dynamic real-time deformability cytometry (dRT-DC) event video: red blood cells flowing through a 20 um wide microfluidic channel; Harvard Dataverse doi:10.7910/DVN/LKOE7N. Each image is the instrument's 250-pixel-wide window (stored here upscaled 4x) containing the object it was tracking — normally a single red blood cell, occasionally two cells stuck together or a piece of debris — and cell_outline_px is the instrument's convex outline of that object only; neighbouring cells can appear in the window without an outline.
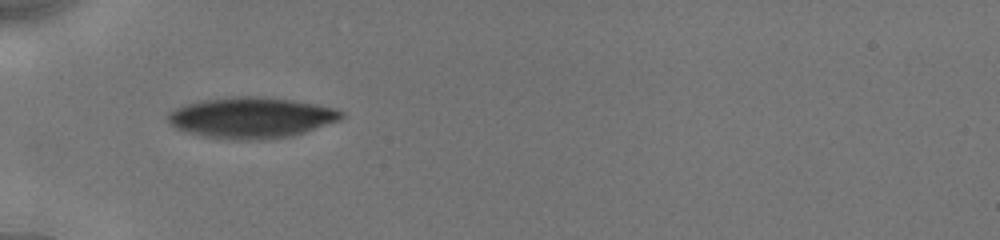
{"species": "human", "species_latin": "Homo sapiens", "temperature_condition": "cold", "stored_images_in_passage": 2, "camera_frame_rate_fps": 3000, "um_per_image_px": 0.085, "donor": {"sex": "male"}, "frame": {"image": 1, "passage_image": 1, "time_ms": 0.0, "image_size_px": [1000, 240], "cell_outline_px": [[344, 116], [340, 120], [292, 136], [260, 140], [236, 140], [200, 136], [176, 128], [168, 120], [168, 112], [184, 104], [204, 100], [232, 96], [256, 96], [292, 100], [316, 104], [336, 108], [344, 112]], "centroid_in_image_um": [21.37, 10.0], "position_along_channel_um": 63.6, "area_um2": 41.38}}